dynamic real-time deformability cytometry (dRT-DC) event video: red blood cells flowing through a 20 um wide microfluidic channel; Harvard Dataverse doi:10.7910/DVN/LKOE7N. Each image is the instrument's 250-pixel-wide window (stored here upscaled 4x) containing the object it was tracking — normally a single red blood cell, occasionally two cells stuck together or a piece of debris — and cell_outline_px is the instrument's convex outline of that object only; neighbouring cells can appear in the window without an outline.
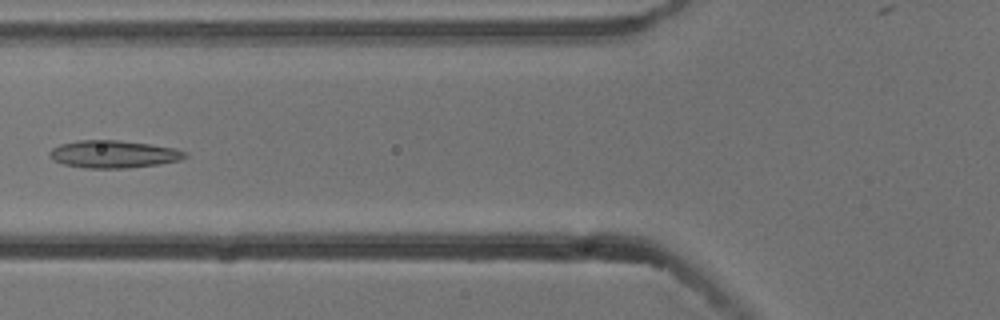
{"species": "common noctule bat (a hibernating species)", "species_latin": "Nyctalus noctula", "temperature_condition": "cold", "stored_images_in_passage": 7, "camera_frame_rate_fps": 3000, "um_per_image_px": 0.085, "animal": {"sex": "male", "body_mass_g": 13.3}, "frame": {"image": 1, "passage_image": 6, "time_ms": 1.667, "image_size_px": [1000, 320], "cell_outline_px": [[188, 156], [180, 160], [160, 164], [128, 168], [84, 168], [64, 164], [52, 160], [48, 156], [48, 152], [52, 148], [60, 144], [76, 140], [120, 140], [176, 148], [188, 152]], "centroid_in_image_um": [9.64, 13.1], "position_along_channel_um": 116.2, "area_um2": 21.96}}
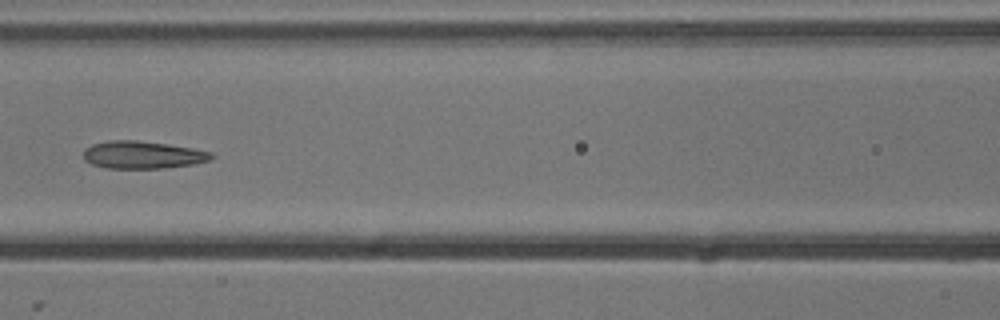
{"frame": {"image": 2, "passage_image": 7, "time_ms": 2.0, "image_size_px": [1000, 320], "cell_outline_px": [[216, 156], [208, 160], [192, 164], [164, 168], [108, 168], [92, 164], [84, 160], [84, 148], [92, 144], [108, 140], [136, 140], [168, 144], [192, 148], [212, 152]], "centroid_in_image_um": [12.11, 13.15], "position_along_channel_um": 154.5, "area_um2": 20.52}}